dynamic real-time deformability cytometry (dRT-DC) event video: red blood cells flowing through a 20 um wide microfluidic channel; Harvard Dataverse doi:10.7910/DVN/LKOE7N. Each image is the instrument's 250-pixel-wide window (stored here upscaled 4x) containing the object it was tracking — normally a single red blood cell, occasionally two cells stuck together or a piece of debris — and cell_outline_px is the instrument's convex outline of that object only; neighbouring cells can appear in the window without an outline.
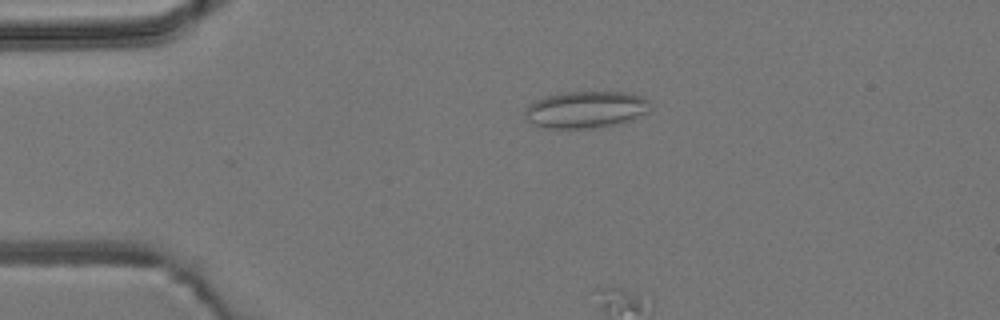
{"species": "common noctule bat (a hibernating species)", "species_latin": "Nyctalus noctula", "temperature_condition": "room temperature", "stored_images_in_passage": 12, "camera_frame_rate_fps": 3000, "um_per_image_px": 0.085, "animal": {"sex": "male", "body_mass_g": 19.2, "forearm_length_mm": 51.8}, "frame": {"image": 1, "passage_image": 4, "time_ms": 3.333, "image_size_px": [1000, 320], "cell_outline_px": [[648, 112], [632, 120], [620, 124], [600, 128], [544, 128], [532, 124], [524, 120], [524, 108], [528, 104], [536, 100], [556, 92], [628, 92], [640, 96], [648, 100]], "centroid_in_image_um": [49.73, 9.32], "position_along_channel_um": 35.3, "area_um2": 27.46}}